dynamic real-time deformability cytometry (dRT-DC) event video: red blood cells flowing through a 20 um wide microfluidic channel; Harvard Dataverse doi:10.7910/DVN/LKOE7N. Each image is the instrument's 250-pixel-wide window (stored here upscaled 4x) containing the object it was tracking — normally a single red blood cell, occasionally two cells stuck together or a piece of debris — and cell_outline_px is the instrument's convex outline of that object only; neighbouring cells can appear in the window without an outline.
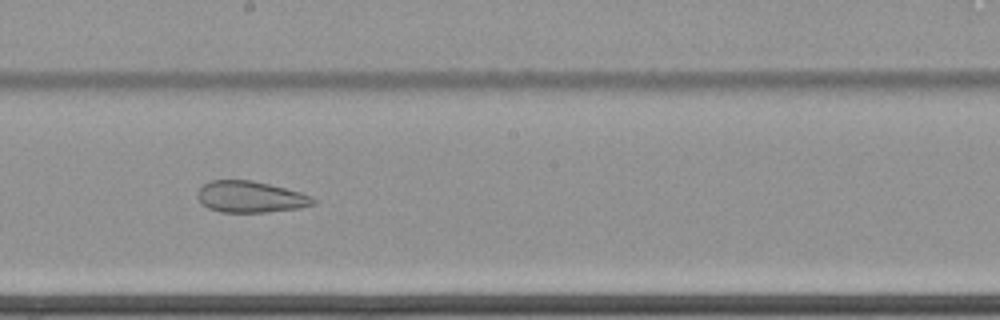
{"species": "common noctule bat (a hibernating species)", "species_latin": "Nyctalus noctula", "temperature_condition": "cold", "stored_images_in_passage": 64, "camera_frame_rate_fps": 3000, "um_per_image_px": 0.085, "animal": {"sex": "female", "body_mass_g": 22.7, "forearm_length_mm": 54.2}, "frame": {"image": 1, "passage_image": 39, "time_ms": 12.667, "image_size_px": [1000, 320], "cell_outline_px": [[316, 204], [300, 208], [264, 212], [220, 212], [208, 208], [196, 196], [196, 192], [208, 180], [252, 180], [300, 192], [312, 196], [316, 200]], "centroid_in_image_um": [21.28, 16.73], "position_along_channel_um": 226.9, "area_um2": 21.15}}
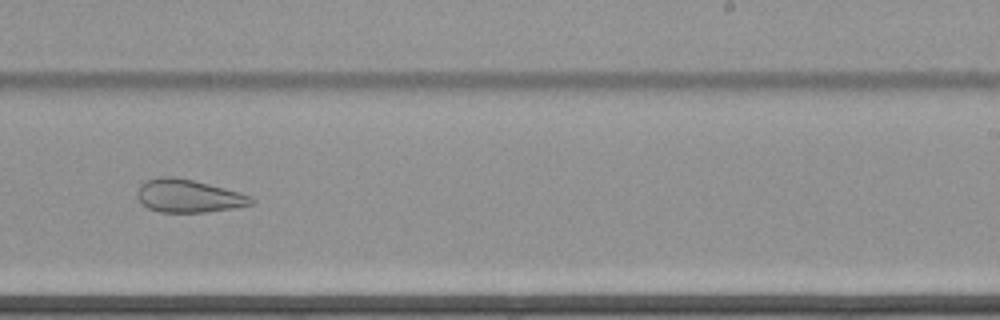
{"frame": {"image": 2, "passage_image": 43, "time_ms": 14.0, "image_size_px": [1000, 320], "cell_outline_px": [[256, 200], [252, 204], [236, 208], [204, 212], [160, 212], [148, 208], [136, 196], [136, 192], [140, 184], [148, 180], [160, 176], [176, 176], [240, 192], [252, 196]], "centroid_in_image_um": [16.03, 16.65], "position_along_channel_um": 273.0, "area_um2": 21.96}}
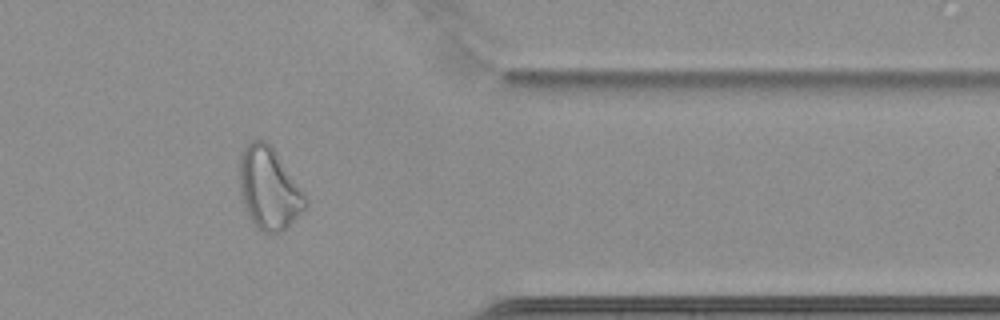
{"frame": {"image": 3, "passage_image": 54, "time_ms": 17.667, "image_size_px": [1000, 320], "cell_outline_px": [[308, 204], [280, 232], [264, 232], [244, 212], [240, 196], [240, 152], [252, 140], [260, 136], [268, 140], [272, 144], [308, 200]], "centroid_in_image_um": [22.82, 15.93], "position_along_channel_um": 388.6, "area_um2": 31.44}}